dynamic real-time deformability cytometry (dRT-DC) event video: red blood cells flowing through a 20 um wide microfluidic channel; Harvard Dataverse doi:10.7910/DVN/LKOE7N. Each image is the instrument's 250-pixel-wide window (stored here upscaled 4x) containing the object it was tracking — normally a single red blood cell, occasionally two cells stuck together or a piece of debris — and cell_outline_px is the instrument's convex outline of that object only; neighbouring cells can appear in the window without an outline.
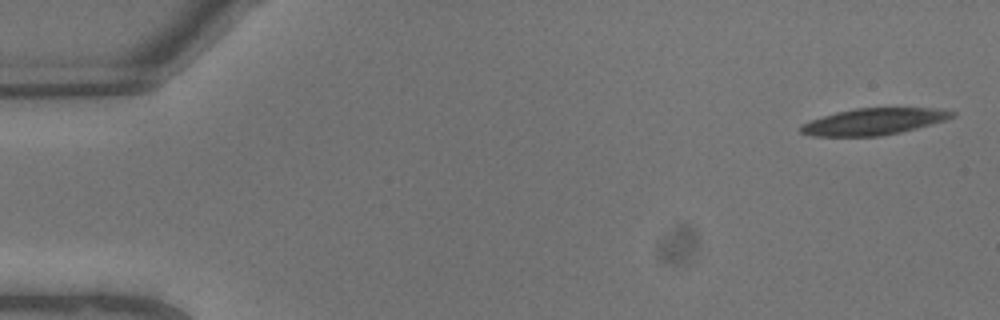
{"species": "common noctule bat (a hibernating species)", "species_latin": "Nyctalus noctula", "temperature_condition": "warm", "stored_images_in_passage": 8, "camera_frame_rate_fps": 3000, "um_per_image_px": 0.085, "animal": {"sex": "male", "body_mass_g": 13.3}, "frame": {"image": 1, "passage_image": 1, "time_ms": 0.0, "image_size_px": [1000, 320], "cell_outline_px": [[956, 116], [944, 120], [916, 128], [900, 132], [880, 136], [812, 136], [800, 132], [796, 128], [800, 124], [836, 112], [856, 108], [944, 108], [956, 112]], "centroid_in_image_um": [74.26, 10.33], "position_along_channel_um": 10.7, "area_um2": 23.47}}
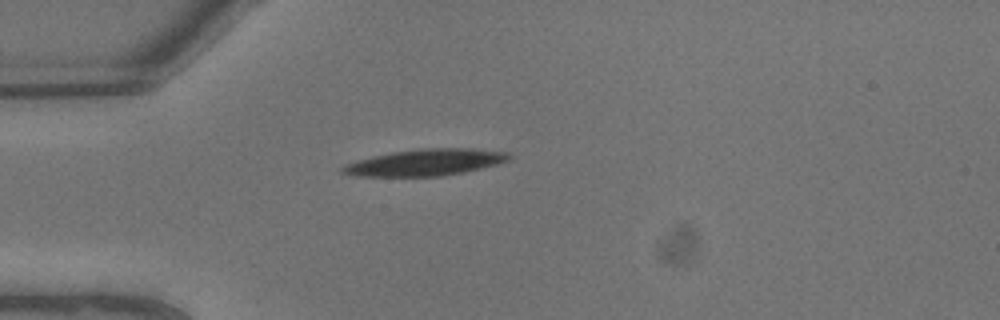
{"frame": {"image": 2, "passage_image": 6, "time_ms": 1.667, "image_size_px": [1000, 320], "cell_outline_px": [[512, 156], [508, 160], [496, 164], [464, 172], [440, 176], [352, 176], [340, 172], [340, 168], [344, 164], [356, 160], [372, 156], [392, 152], [420, 148], [472, 148], [508, 152]], "centroid_in_image_um": [36.11, 13.8], "position_along_channel_um": 48.9, "area_um2": 25.84}}
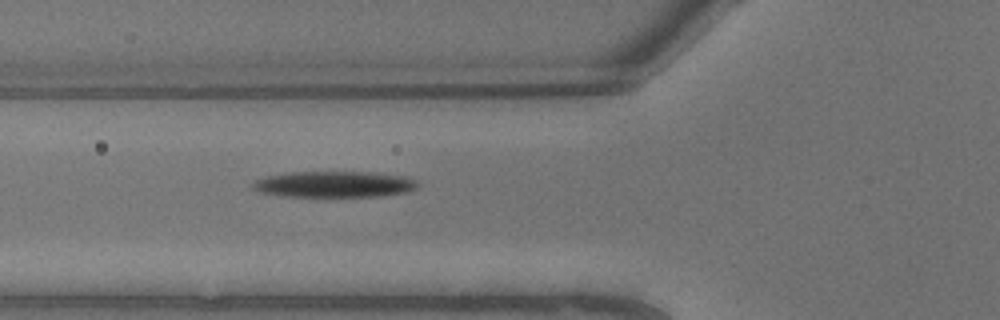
{"frame": {"image": 3, "passage_image": 8, "time_ms": 2.333, "image_size_px": [1000, 320], "cell_outline_px": [[420, 184], [416, 188], [408, 192], [376, 196], [280, 196], [260, 192], [252, 188], [252, 184], [256, 180], [264, 176], [292, 172], [372, 172], [404, 176], [416, 180]], "centroid_in_image_um": [28.41, 15.66], "position_along_channel_um": 97.4, "area_um2": 25.09}}